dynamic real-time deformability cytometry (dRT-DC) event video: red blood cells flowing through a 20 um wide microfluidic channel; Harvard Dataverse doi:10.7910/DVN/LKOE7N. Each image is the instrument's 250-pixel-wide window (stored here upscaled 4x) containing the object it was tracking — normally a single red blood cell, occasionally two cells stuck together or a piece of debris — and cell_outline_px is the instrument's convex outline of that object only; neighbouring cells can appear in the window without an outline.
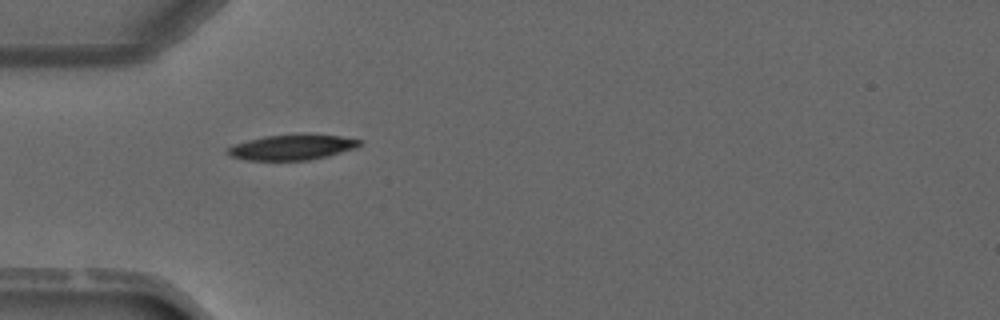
{"species": "common noctule bat (a hibernating species)", "species_latin": "Nyctalus noctula", "temperature_condition": "warm", "stored_images_in_passage": 1, "camera_frame_rate_fps": 3000, "um_per_image_px": 0.085, "animal": {"sex": "male", "forearm_length_mm": 52.5}, "frame": {"image": 1, "passage_image": 1, "time_ms": 0.0, "image_size_px": [1000, 320], "cell_outline_px": [[364, 140], [356, 148], [328, 156], [308, 160], [248, 160], [232, 156], [228, 152], [228, 148], [236, 144], [248, 140], [264, 136], [300, 132], [308, 132], [340, 136]], "centroid_in_image_um": [24.92, 12.47], "position_along_channel_um": 60.1, "area_um2": 19.88}}